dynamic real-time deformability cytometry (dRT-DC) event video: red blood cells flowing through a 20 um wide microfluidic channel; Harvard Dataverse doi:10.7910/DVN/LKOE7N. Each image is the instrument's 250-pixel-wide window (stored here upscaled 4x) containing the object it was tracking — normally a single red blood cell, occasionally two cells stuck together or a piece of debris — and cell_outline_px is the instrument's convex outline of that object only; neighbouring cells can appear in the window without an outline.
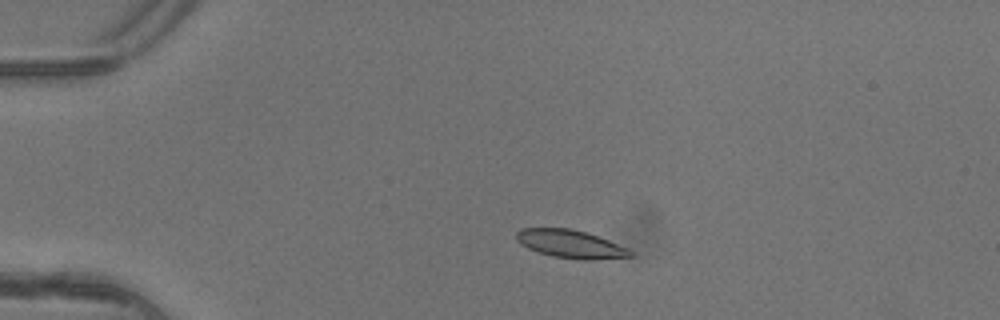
{"species": "common noctule bat (a hibernating species)", "species_latin": "Nyctalus noctula", "temperature_condition": "warm", "stored_images_in_passage": 4, "camera_frame_rate_fps": 3000, "um_per_image_px": 0.085, "animal": {"sex": "female"}, "frame": {"image": 1, "passage_image": 3, "time_ms": 0.667, "image_size_px": [1000, 320], "cell_outline_px": [[636, 256], [596, 260], [580, 260], [552, 256], [528, 248], [520, 244], [516, 240], [516, 232], [520, 228], [572, 228], [588, 232], [628, 248]], "centroid_in_image_um": [48.52, 20.74], "position_along_channel_um": 36.5, "area_um2": 18.9}}